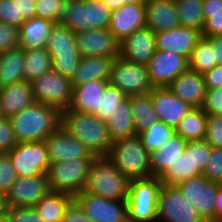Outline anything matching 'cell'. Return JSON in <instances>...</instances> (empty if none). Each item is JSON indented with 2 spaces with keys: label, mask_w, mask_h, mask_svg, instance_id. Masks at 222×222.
<instances>
[{
  "label": "cell",
  "mask_w": 222,
  "mask_h": 222,
  "mask_svg": "<svg viewBox=\"0 0 222 222\" xmlns=\"http://www.w3.org/2000/svg\"><path fill=\"white\" fill-rule=\"evenodd\" d=\"M168 89L182 101L192 107H202L206 86L203 75L188 69L178 75L168 86Z\"/></svg>",
  "instance_id": "cell-23"
},
{
  "label": "cell",
  "mask_w": 222,
  "mask_h": 222,
  "mask_svg": "<svg viewBox=\"0 0 222 222\" xmlns=\"http://www.w3.org/2000/svg\"><path fill=\"white\" fill-rule=\"evenodd\" d=\"M203 19H208V14L222 13V0H203Z\"/></svg>",
  "instance_id": "cell-55"
},
{
  "label": "cell",
  "mask_w": 222,
  "mask_h": 222,
  "mask_svg": "<svg viewBox=\"0 0 222 222\" xmlns=\"http://www.w3.org/2000/svg\"><path fill=\"white\" fill-rule=\"evenodd\" d=\"M78 51L81 57L119 56V42L108 28H91L75 33Z\"/></svg>",
  "instance_id": "cell-17"
},
{
  "label": "cell",
  "mask_w": 222,
  "mask_h": 222,
  "mask_svg": "<svg viewBox=\"0 0 222 222\" xmlns=\"http://www.w3.org/2000/svg\"><path fill=\"white\" fill-rule=\"evenodd\" d=\"M54 24L36 16L25 20L19 28V46L24 50L46 48Z\"/></svg>",
  "instance_id": "cell-29"
},
{
  "label": "cell",
  "mask_w": 222,
  "mask_h": 222,
  "mask_svg": "<svg viewBox=\"0 0 222 222\" xmlns=\"http://www.w3.org/2000/svg\"><path fill=\"white\" fill-rule=\"evenodd\" d=\"M7 207L6 196L0 192V219L6 216Z\"/></svg>",
  "instance_id": "cell-59"
},
{
  "label": "cell",
  "mask_w": 222,
  "mask_h": 222,
  "mask_svg": "<svg viewBox=\"0 0 222 222\" xmlns=\"http://www.w3.org/2000/svg\"><path fill=\"white\" fill-rule=\"evenodd\" d=\"M201 31L185 26L156 33V50L180 54L188 60L201 38Z\"/></svg>",
  "instance_id": "cell-22"
},
{
  "label": "cell",
  "mask_w": 222,
  "mask_h": 222,
  "mask_svg": "<svg viewBox=\"0 0 222 222\" xmlns=\"http://www.w3.org/2000/svg\"><path fill=\"white\" fill-rule=\"evenodd\" d=\"M94 158H79L51 163L46 177L50 191L75 196L83 191Z\"/></svg>",
  "instance_id": "cell-8"
},
{
  "label": "cell",
  "mask_w": 222,
  "mask_h": 222,
  "mask_svg": "<svg viewBox=\"0 0 222 222\" xmlns=\"http://www.w3.org/2000/svg\"><path fill=\"white\" fill-rule=\"evenodd\" d=\"M215 222H222V183L217 186L215 201Z\"/></svg>",
  "instance_id": "cell-57"
},
{
  "label": "cell",
  "mask_w": 222,
  "mask_h": 222,
  "mask_svg": "<svg viewBox=\"0 0 222 222\" xmlns=\"http://www.w3.org/2000/svg\"><path fill=\"white\" fill-rule=\"evenodd\" d=\"M46 49L51 55L52 70L71 79L81 59L75 32L61 23H55Z\"/></svg>",
  "instance_id": "cell-6"
},
{
  "label": "cell",
  "mask_w": 222,
  "mask_h": 222,
  "mask_svg": "<svg viewBox=\"0 0 222 222\" xmlns=\"http://www.w3.org/2000/svg\"><path fill=\"white\" fill-rule=\"evenodd\" d=\"M111 12L102 0L66 2L60 23L75 33L108 28Z\"/></svg>",
  "instance_id": "cell-7"
},
{
  "label": "cell",
  "mask_w": 222,
  "mask_h": 222,
  "mask_svg": "<svg viewBox=\"0 0 222 222\" xmlns=\"http://www.w3.org/2000/svg\"><path fill=\"white\" fill-rule=\"evenodd\" d=\"M118 109L112 115L111 120L107 122L109 138L112 143L137 135L129 99L127 98Z\"/></svg>",
  "instance_id": "cell-33"
},
{
  "label": "cell",
  "mask_w": 222,
  "mask_h": 222,
  "mask_svg": "<svg viewBox=\"0 0 222 222\" xmlns=\"http://www.w3.org/2000/svg\"><path fill=\"white\" fill-rule=\"evenodd\" d=\"M176 135L175 128L163 121L153 123L150 128L139 134L146 151L151 154Z\"/></svg>",
  "instance_id": "cell-39"
},
{
  "label": "cell",
  "mask_w": 222,
  "mask_h": 222,
  "mask_svg": "<svg viewBox=\"0 0 222 222\" xmlns=\"http://www.w3.org/2000/svg\"><path fill=\"white\" fill-rule=\"evenodd\" d=\"M65 0H36V17L60 23L64 13Z\"/></svg>",
  "instance_id": "cell-41"
},
{
  "label": "cell",
  "mask_w": 222,
  "mask_h": 222,
  "mask_svg": "<svg viewBox=\"0 0 222 222\" xmlns=\"http://www.w3.org/2000/svg\"><path fill=\"white\" fill-rule=\"evenodd\" d=\"M74 196L57 191H49L34 208L45 222H61Z\"/></svg>",
  "instance_id": "cell-31"
},
{
  "label": "cell",
  "mask_w": 222,
  "mask_h": 222,
  "mask_svg": "<svg viewBox=\"0 0 222 222\" xmlns=\"http://www.w3.org/2000/svg\"><path fill=\"white\" fill-rule=\"evenodd\" d=\"M206 89L222 87V65L214 66L210 71L203 74Z\"/></svg>",
  "instance_id": "cell-53"
},
{
  "label": "cell",
  "mask_w": 222,
  "mask_h": 222,
  "mask_svg": "<svg viewBox=\"0 0 222 222\" xmlns=\"http://www.w3.org/2000/svg\"><path fill=\"white\" fill-rule=\"evenodd\" d=\"M212 147L203 139L187 142L185 152H191V161L194 168H198L202 173L205 170Z\"/></svg>",
  "instance_id": "cell-42"
},
{
  "label": "cell",
  "mask_w": 222,
  "mask_h": 222,
  "mask_svg": "<svg viewBox=\"0 0 222 222\" xmlns=\"http://www.w3.org/2000/svg\"><path fill=\"white\" fill-rule=\"evenodd\" d=\"M151 99L159 120L173 128L194 108L172 93L168 87H154Z\"/></svg>",
  "instance_id": "cell-21"
},
{
  "label": "cell",
  "mask_w": 222,
  "mask_h": 222,
  "mask_svg": "<svg viewBox=\"0 0 222 222\" xmlns=\"http://www.w3.org/2000/svg\"><path fill=\"white\" fill-rule=\"evenodd\" d=\"M8 222H45L34 207L8 206L6 216Z\"/></svg>",
  "instance_id": "cell-45"
},
{
  "label": "cell",
  "mask_w": 222,
  "mask_h": 222,
  "mask_svg": "<svg viewBox=\"0 0 222 222\" xmlns=\"http://www.w3.org/2000/svg\"><path fill=\"white\" fill-rule=\"evenodd\" d=\"M115 58L105 56L81 57L78 67L70 79L72 87H77L90 80L109 81Z\"/></svg>",
  "instance_id": "cell-28"
},
{
  "label": "cell",
  "mask_w": 222,
  "mask_h": 222,
  "mask_svg": "<svg viewBox=\"0 0 222 222\" xmlns=\"http://www.w3.org/2000/svg\"><path fill=\"white\" fill-rule=\"evenodd\" d=\"M17 178V172L9 156L6 153H0V192L6 195Z\"/></svg>",
  "instance_id": "cell-44"
},
{
  "label": "cell",
  "mask_w": 222,
  "mask_h": 222,
  "mask_svg": "<svg viewBox=\"0 0 222 222\" xmlns=\"http://www.w3.org/2000/svg\"><path fill=\"white\" fill-rule=\"evenodd\" d=\"M84 213L93 222H128L126 201H116L80 192L74 196Z\"/></svg>",
  "instance_id": "cell-14"
},
{
  "label": "cell",
  "mask_w": 222,
  "mask_h": 222,
  "mask_svg": "<svg viewBox=\"0 0 222 222\" xmlns=\"http://www.w3.org/2000/svg\"><path fill=\"white\" fill-rule=\"evenodd\" d=\"M156 52V33L147 26L136 30L119 44V56L130 62L147 65Z\"/></svg>",
  "instance_id": "cell-20"
},
{
  "label": "cell",
  "mask_w": 222,
  "mask_h": 222,
  "mask_svg": "<svg viewBox=\"0 0 222 222\" xmlns=\"http://www.w3.org/2000/svg\"><path fill=\"white\" fill-rule=\"evenodd\" d=\"M202 172L194 168L191 161V152H185L175 162L172 168L161 178L162 185L178 186L184 180L201 176Z\"/></svg>",
  "instance_id": "cell-37"
},
{
  "label": "cell",
  "mask_w": 222,
  "mask_h": 222,
  "mask_svg": "<svg viewBox=\"0 0 222 222\" xmlns=\"http://www.w3.org/2000/svg\"><path fill=\"white\" fill-rule=\"evenodd\" d=\"M24 80L32 82L52 70V59L46 48L24 50Z\"/></svg>",
  "instance_id": "cell-35"
},
{
  "label": "cell",
  "mask_w": 222,
  "mask_h": 222,
  "mask_svg": "<svg viewBox=\"0 0 222 222\" xmlns=\"http://www.w3.org/2000/svg\"><path fill=\"white\" fill-rule=\"evenodd\" d=\"M106 157L129 180L152 177L150 154L139 135L114 141Z\"/></svg>",
  "instance_id": "cell-4"
},
{
  "label": "cell",
  "mask_w": 222,
  "mask_h": 222,
  "mask_svg": "<svg viewBox=\"0 0 222 222\" xmlns=\"http://www.w3.org/2000/svg\"><path fill=\"white\" fill-rule=\"evenodd\" d=\"M211 45L214 49L215 59L218 65H222V35L211 37Z\"/></svg>",
  "instance_id": "cell-56"
},
{
  "label": "cell",
  "mask_w": 222,
  "mask_h": 222,
  "mask_svg": "<svg viewBox=\"0 0 222 222\" xmlns=\"http://www.w3.org/2000/svg\"><path fill=\"white\" fill-rule=\"evenodd\" d=\"M51 163L79 158H95L88 148L59 126L45 140Z\"/></svg>",
  "instance_id": "cell-18"
},
{
  "label": "cell",
  "mask_w": 222,
  "mask_h": 222,
  "mask_svg": "<svg viewBox=\"0 0 222 222\" xmlns=\"http://www.w3.org/2000/svg\"><path fill=\"white\" fill-rule=\"evenodd\" d=\"M30 83L36 102L55 107L60 112L68 109L73 93L70 78L51 70Z\"/></svg>",
  "instance_id": "cell-9"
},
{
  "label": "cell",
  "mask_w": 222,
  "mask_h": 222,
  "mask_svg": "<svg viewBox=\"0 0 222 222\" xmlns=\"http://www.w3.org/2000/svg\"><path fill=\"white\" fill-rule=\"evenodd\" d=\"M145 5L146 26L155 33L180 26L174 0H147Z\"/></svg>",
  "instance_id": "cell-24"
},
{
  "label": "cell",
  "mask_w": 222,
  "mask_h": 222,
  "mask_svg": "<svg viewBox=\"0 0 222 222\" xmlns=\"http://www.w3.org/2000/svg\"><path fill=\"white\" fill-rule=\"evenodd\" d=\"M207 114L202 107H194L175 127L176 134L186 142L203 140L206 134Z\"/></svg>",
  "instance_id": "cell-34"
},
{
  "label": "cell",
  "mask_w": 222,
  "mask_h": 222,
  "mask_svg": "<svg viewBox=\"0 0 222 222\" xmlns=\"http://www.w3.org/2000/svg\"><path fill=\"white\" fill-rule=\"evenodd\" d=\"M16 136L9 118H0V153H7L17 145Z\"/></svg>",
  "instance_id": "cell-50"
},
{
  "label": "cell",
  "mask_w": 222,
  "mask_h": 222,
  "mask_svg": "<svg viewBox=\"0 0 222 222\" xmlns=\"http://www.w3.org/2000/svg\"><path fill=\"white\" fill-rule=\"evenodd\" d=\"M60 126L98 156H107L112 145L107 123L93 114L74 110L60 112Z\"/></svg>",
  "instance_id": "cell-1"
},
{
  "label": "cell",
  "mask_w": 222,
  "mask_h": 222,
  "mask_svg": "<svg viewBox=\"0 0 222 222\" xmlns=\"http://www.w3.org/2000/svg\"><path fill=\"white\" fill-rule=\"evenodd\" d=\"M146 66L153 86L167 87L178 75L189 69V61L180 54L156 50Z\"/></svg>",
  "instance_id": "cell-15"
},
{
  "label": "cell",
  "mask_w": 222,
  "mask_h": 222,
  "mask_svg": "<svg viewBox=\"0 0 222 222\" xmlns=\"http://www.w3.org/2000/svg\"><path fill=\"white\" fill-rule=\"evenodd\" d=\"M202 175L208 180L222 183V148H212L209 161Z\"/></svg>",
  "instance_id": "cell-47"
},
{
  "label": "cell",
  "mask_w": 222,
  "mask_h": 222,
  "mask_svg": "<svg viewBox=\"0 0 222 222\" xmlns=\"http://www.w3.org/2000/svg\"><path fill=\"white\" fill-rule=\"evenodd\" d=\"M219 183L203 175L184 180L177 187L182 195L196 208L204 222H215V201Z\"/></svg>",
  "instance_id": "cell-13"
},
{
  "label": "cell",
  "mask_w": 222,
  "mask_h": 222,
  "mask_svg": "<svg viewBox=\"0 0 222 222\" xmlns=\"http://www.w3.org/2000/svg\"><path fill=\"white\" fill-rule=\"evenodd\" d=\"M66 2L68 3H72V2H82V1H85V0H65Z\"/></svg>",
  "instance_id": "cell-61"
},
{
  "label": "cell",
  "mask_w": 222,
  "mask_h": 222,
  "mask_svg": "<svg viewBox=\"0 0 222 222\" xmlns=\"http://www.w3.org/2000/svg\"><path fill=\"white\" fill-rule=\"evenodd\" d=\"M24 21L19 16L18 0H0V22L20 28Z\"/></svg>",
  "instance_id": "cell-43"
},
{
  "label": "cell",
  "mask_w": 222,
  "mask_h": 222,
  "mask_svg": "<svg viewBox=\"0 0 222 222\" xmlns=\"http://www.w3.org/2000/svg\"><path fill=\"white\" fill-rule=\"evenodd\" d=\"M49 191L46 175L18 177L5 195L7 206L34 207Z\"/></svg>",
  "instance_id": "cell-16"
},
{
  "label": "cell",
  "mask_w": 222,
  "mask_h": 222,
  "mask_svg": "<svg viewBox=\"0 0 222 222\" xmlns=\"http://www.w3.org/2000/svg\"><path fill=\"white\" fill-rule=\"evenodd\" d=\"M102 1L111 11L123 6V0H102Z\"/></svg>",
  "instance_id": "cell-58"
},
{
  "label": "cell",
  "mask_w": 222,
  "mask_h": 222,
  "mask_svg": "<svg viewBox=\"0 0 222 222\" xmlns=\"http://www.w3.org/2000/svg\"><path fill=\"white\" fill-rule=\"evenodd\" d=\"M180 26L202 31L204 27L203 0H174Z\"/></svg>",
  "instance_id": "cell-38"
},
{
  "label": "cell",
  "mask_w": 222,
  "mask_h": 222,
  "mask_svg": "<svg viewBox=\"0 0 222 222\" xmlns=\"http://www.w3.org/2000/svg\"><path fill=\"white\" fill-rule=\"evenodd\" d=\"M130 180L106 156L92 161L83 191L103 198L126 201Z\"/></svg>",
  "instance_id": "cell-3"
},
{
  "label": "cell",
  "mask_w": 222,
  "mask_h": 222,
  "mask_svg": "<svg viewBox=\"0 0 222 222\" xmlns=\"http://www.w3.org/2000/svg\"><path fill=\"white\" fill-rule=\"evenodd\" d=\"M144 27H146L145 3L124 4L111 12L108 30L119 43Z\"/></svg>",
  "instance_id": "cell-19"
},
{
  "label": "cell",
  "mask_w": 222,
  "mask_h": 222,
  "mask_svg": "<svg viewBox=\"0 0 222 222\" xmlns=\"http://www.w3.org/2000/svg\"><path fill=\"white\" fill-rule=\"evenodd\" d=\"M109 83L127 96L147 94L154 88L146 65L130 63L120 56L113 61Z\"/></svg>",
  "instance_id": "cell-10"
},
{
  "label": "cell",
  "mask_w": 222,
  "mask_h": 222,
  "mask_svg": "<svg viewBox=\"0 0 222 222\" xmlns=\"http://www.w3.org/2000/svg\"><path fill=\"white\" fill-rule=\"evenodd\" d=\"M161 178L133 179L129 183L128 222H157V202Z\"/></svg>",
  "instance_id": "cell-5"
},
{
  "label": "cell",
  "mask_w": 222,
  "mask_h": 222,
  "mask_svg": "<svg viewBox=\"0 0 222 222\" xmlns=\"http://www.w3.org/2000/svg\"><path fill=\"white\" fill-rule=\"evenodd\" d=\"M0 222H8L7 218L6 217H3L0 219Z\"/></svg>",
  "instance_id": "cell-62"
},
{
  "label": "cell",
  "mask_w": 222,
  "mask_h": 222,
  "mask_svg": "<svg viewBox=\"0 0 222 222\" xmlns=\"http://www.w3.org/2000/svg\"><path fill=\"white\" fill-rule=\"evenodd\" d=\"M127 95L120 89L108 83L104 94H101L100 110L95 114L100 120L107 123L119 106L127 99Z\"/></svg>",
  "instance_id": "cell-40"
},
{
  "label": "cell",
  "mask_w": 222,
  "mask_h": 222,
  "mask_svg": "<svg viewBox=\"0 0 222 222\" xmlns=\"http://www.w3.org/2000/svg\"><path fill=\"white\" fill-rule=\"evenodd\" d=\"M24 62L20 46L0 54V87L24 80Z\"/></svg>",
  "instance_id": "cell-30"
},
{
  "label": "cell",
  "mask_w": 222,
  "mask_h": 222,
  "mask_svg": "<svg viewBox=\"0 0 222 222\" xmlns=\"http://www.w3.org/2000/svg\"><path fill=\"white\" fill-rule=\"evenodd\" d=\"M147 0H123L124 4H131V3H145Z\"/></svg>",
  "instance_id": "cell-60"
},
{
  "label": "cell",
  "mask_w": 222,
  "mask_h": 222,
  "mask_svg": "<svg viewBox=\"0 0 222 222\" xmlns=\"http://www.w3.org/2000/svg\"><path fill=\"white\" fill-rule=\"evenodd\" d=\"M19 47V28L0 22V54Z\"/></svg>",
  "instance_id": "cell-49"
},
{
  "label": "cell",
  "mask_w": 222,
  "mask_h": 222,
  "mask_svg": "<svg viewBox=\"0 0 222 222\" xmlns=\"http://www.w3.org/2000/svg\"><path fill=\"white\" fill-rule=\"evenodd\" d=\"M189 69L200 73L201 75L210 71L218 65L214 55V49L211 45V37H201L195 48L192 50L189 58Z\"/></svg>",
  "instance_id": "cell-36"
},
{
  "label": "cell",
  "mask_w": 222,
  "mask_h": 222,
  "mask_svg": "<svg viewBox=\"0 0 222 222\" xmlns=\"http://www.w3.org/2000/svg\"><path fill=\"white\" fill-rule=\"evenodd\" d=\"M187 142L178 134L164 143L161 148L150 154L152 177L162 178L175 162L184 154Z\"/></svg>",
  "instance_id": "cell-27"
},
{
  "label": "cell",
  "mask_w": 222,
  "mask_h": 222,
  "mask_svg": "<svg viewBox=\"0 0 222 222\" xmlns=\"http://www.w3.org/2000/svg\"><path fill=\"white\" fill-rule=\"evenodd\" d=\"M127 98L130 102L137 135L150 128L153 123L159 121L158 115L152 105L151 92L132 95Z\"/></svg>",
  "instance_id": "cell-32"
},
{
  "label": "cell",
  "mask_w": 222,
  "mask_h": 222,
  "mask_svg": "<svg viewBox=\"0 0 222 222\" xmlns=\"http://www.w3.org/2000/svg\"><path fill=\"white\" fill-rule=\"evenodd\" d=\"M204 140L212 148H222V117L207 116L206 134Z\"/></svg>",
  "instance_id": "cell-46"
},
{
  "label": "cell",
  "mask_w": 222,
  "mask_h": 222,
  "mask_svg": "<svg viewBox=\"0 0 222 222\" xmlns=\"http://www.w3.org/2000/svg\"><path fill=\"white\" fill-rule=\"evenodd\" d=\"M202 109L208 116L222 117V87L206 89Z\"/></svg>",
  "instance_id": "cell-48"
},
{
  "label": "cell",
  "mask_w": 222,
  "mask_h": 222,
  "mask_svg": "<svg viewBox=\"0 0 222 222\" xmlns=\"http://www.w3.org/2000/svg\"><path fill=\"white\" fill-rule=\"evenodd\" d=\"M157 222H204L177 186L162 185L157 202Z\"/></svg>",
  "instance_id": "cell-12"
},
{
  "label": "cell",
  "mask_w": 222,
  "mask_h": 222,
  "mask_svg": "<svg viewBox=\"0 0 222 222\" xmlns=\"http://www.w3.org/2000/svg\"><path fill=\"white\" fill-rule=\"evenodd\" d=\"M0 102L2 114L6 118H10L33 105L36 101L31 83L23 80L1 87Z\"/></svg>",
  "instance_id": "cell-25"
},
{
  "label": "cell",
  "mask_w": 222,
  "mask_h": 222,
  "mask_svg": "<svg viewBox=\"0 0 222 222\" xmlns=\"http://www.w3.org/2000/svg\"><path fill=\"white\" fill-rule=\"evenodd\" d=\"M2 110H1V102H0V118H3Z\"/></svg>",
  "instance_id": "cell-63"
},
{
  "label": "cell",
  "mask_w": 222,
  "mask_h": 222,
  "mask_svg": "<svg viewBox=\"0 0 222 222\" xmlns=\"http://www.w3.org/2000/svg\"><path fill=\"white\" fill-rule=\"evenodd\" d=\"M61 222H93L80 205L73 200L67 207Z\"/></svg>",
  "instance_id": "cell-52"
},
{
  "label": "cell",
  "mask_w": 222,
  "mask_h": 222,
  "mask_svg": "<svg viewBox=\"0 0 222 222\" xmlns=\"http://www.w3.org/2000/svg\"><path fill=\"white\" fill-rule=\"evenodd\" d=\"M18 177L46 175L51 162L44 141L17 143L6 153Z\"/></svg>",
  "instance_id": "cell-11"
},
{
  "label": "cell",
  "mask_w": 222,
  "mask_h": 222,
  "mask_svg": "<svg viewBox=\"0 0 222 222\" xmlns=\"http://www.w3.org/2000/svg\"><path fill=\"white\" fill-rule=\"evenodd\" d=\"M108 83L107 80H90L74 87L68 109L95 115L100 110L101 94Z\"/></svg>",
  "instance_id": "cell-26"
},
{
  "label": "cell",
  "mask_w": 222,
  "mask_h": 222,
  "mask_svg": "<svg viewBox=\"0 0 222 222\" xmlns=\"http://www.w3.org/2000/svg\"><path fill=\"white\" fill-rule=\"evenodd\" d=\"M222 35V13L208 14V19L204 22L201 36L210 38Z\"/></svg>",
  "instance_id": "cell-51"
},
{
  "label": "cell",
  "mask_w": 222,
  "mask_h": 222,
  "mask_svg": "<svg viewBox=\"0 0 222 222\" xmlns=\"http://www.w3.org/2000/svg\"><path fill=\"white\" fill-rule=\"evenodd\" d=\"M19 16L25 20L35 17L36 14V0H18Z\"/></svg>",
  "instance_id": "cell-54"
},
{
  "label": "cell",
  "mask_w": 222,
  "mask_h": 222,
  "mask_svg": "<svg viewBox=\"0 0 222 222\" xmlns=\"http://www.w3.org/2000/svg\"><path fill=\"white\" fill-rule=\"evenodd\" d=\"M18 143L44 141L60 126V111L35 102L9 118Z\"/></svg>",
  "instance_id": "cell-2"
}]
</instances>
